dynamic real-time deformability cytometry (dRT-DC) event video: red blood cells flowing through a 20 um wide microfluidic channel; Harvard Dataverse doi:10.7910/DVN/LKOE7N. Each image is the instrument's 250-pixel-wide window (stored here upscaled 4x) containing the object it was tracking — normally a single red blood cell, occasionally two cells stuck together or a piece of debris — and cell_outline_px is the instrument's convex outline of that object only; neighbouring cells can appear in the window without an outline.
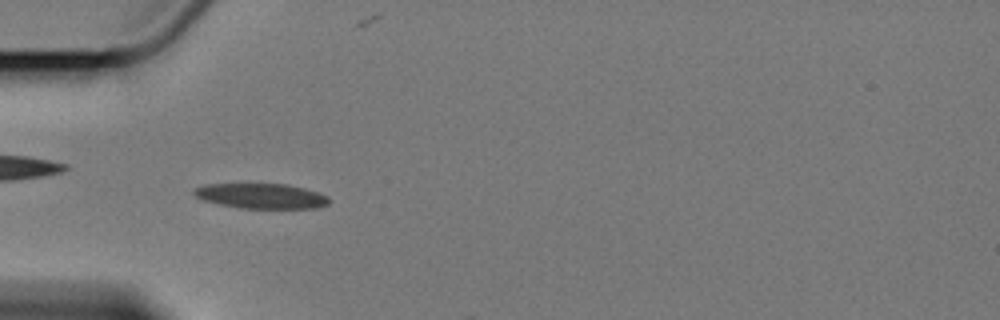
{"species": "Egyptian fruit bat (a non-hibernating species)", "species_latin": "Rousettus aegyptiacus", "temperature_condition": "cold", "stored_images_in_passage": 7, "camera_frame_rate_fps": 3000, "um_per_image_px": 0.085, "animal": {"sex": "female"}, "frame": {"image": 1, "passage_image": 6, "time_ms": 6.0, "image_size_px": [1000, 320], "cell_outline_px": [[328, 204], [316, 208], [240, 208], [220, 204], [204, 200], [196, 196], [192, 192], [196, 188], [204, 184], [288, 184], [304, 188], [328, 196]], "centroid_in_image_um": [22.2, 16.65], "position_along_channel_um": 62.8, "area_um2": 19.54}}